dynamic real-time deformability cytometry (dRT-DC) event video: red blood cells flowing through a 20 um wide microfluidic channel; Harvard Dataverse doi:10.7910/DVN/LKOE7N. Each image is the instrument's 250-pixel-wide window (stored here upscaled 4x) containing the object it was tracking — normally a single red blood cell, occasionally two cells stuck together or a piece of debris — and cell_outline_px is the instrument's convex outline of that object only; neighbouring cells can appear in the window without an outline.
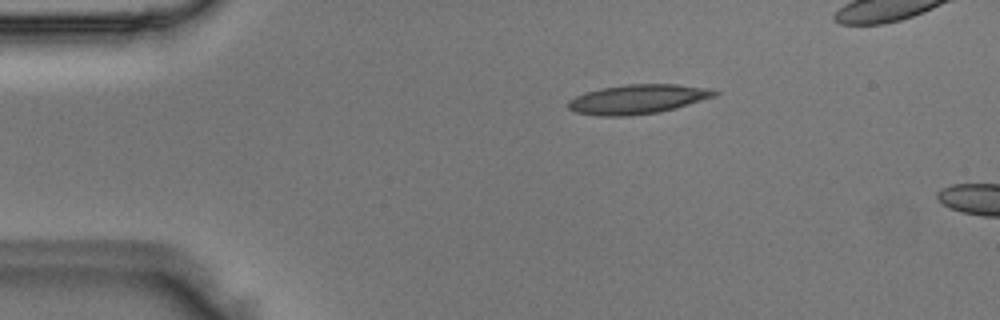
{"species": "Egyptian fruit bat (a non-hibernating species)", "species_latin": "Rousettus aegyptiacus", "temperature_condition": "room temperature", "stored_images_in_passage": 4, "camera_frame_rate_fps": 3000, "um_per_image_px": 0.085, "animal": {"sex": "male"}, "frame": {"image": 1, "passage_image": 2, "time_ms": 0.333, "image_size_px": [1000, 320], "cell_outline_px": [[720, 92], [716, 96], [676, 108], [660, 112], [628, 116], [596, 116], [576, 112], [568, 108], [568, 100], [584, 92], [600, 88], [628, 84], [676, 84], [712, 88]], "centroid_in_image_um": [54.22, 8.43], "position_along_channel_um": 30.8, "area_um2": 25.32}}